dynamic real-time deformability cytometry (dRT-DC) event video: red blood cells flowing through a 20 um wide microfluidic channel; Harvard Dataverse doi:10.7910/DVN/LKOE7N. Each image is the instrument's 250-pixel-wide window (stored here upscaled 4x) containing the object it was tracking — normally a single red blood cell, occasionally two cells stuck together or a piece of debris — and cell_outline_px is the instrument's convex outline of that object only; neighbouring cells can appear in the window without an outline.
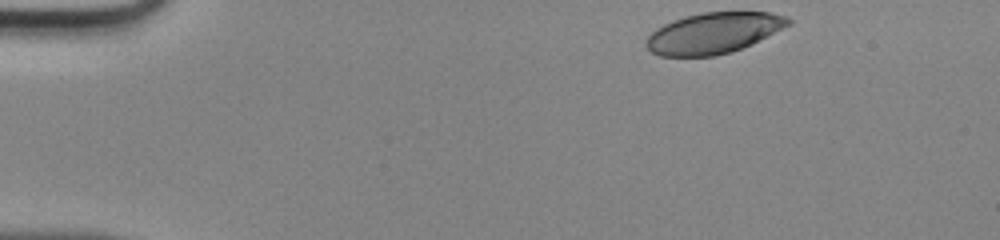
{"species": "human", "species_latin": "Homo sapiens", "temperature_condition": "room temperature", "stored_images_in_passage": 42, "camera_frame_rate_fps": 3000, "um_per_image_px": 0.085, "donor": {"sex": "male"}, "frame": {"image": 1, "passage_image": 1, "time_ms": 0.0, "image_size_px": [1000, 240], "cell_outline_px": [[792, 24], [752, 44], [732, 52], [716, 56], [660, 56], [652, 52], [644, 44], [648, 36], [656, 28], [664, 24], [684, 16], [700, 12], [772, 12], [788, 16], [792, 20]], "centroid_in_image_um": [60.68, 2.8], "position_along_channel_um": 24.3, "area_um2": 34.16}}
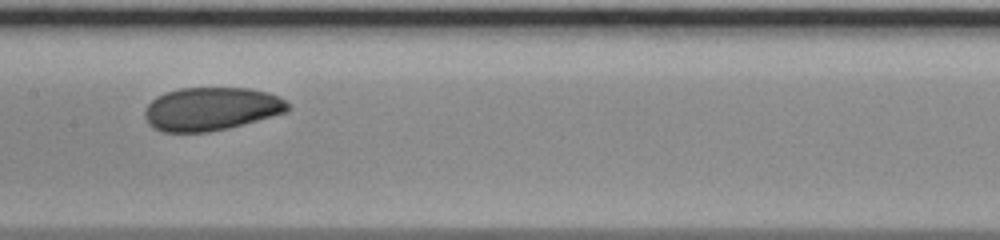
{"frame": {"image": 2, "passage_image": 19, "time_ms": 6.0, "image_size_px": [1000, 240], "cell_outline_px": [[288, 112], [228, 128], [208, 132], [164, 132], [148, 124], [144, 116], [144, 112], [148, 104], [156, 96], [180, 88], [252, 88], [268, 92], [284, 100], [288, 104]], "centroid_in_image_um": [17.94, 9.25], "position_along_channel_um": 189.5, "area_um2": 35.95}}
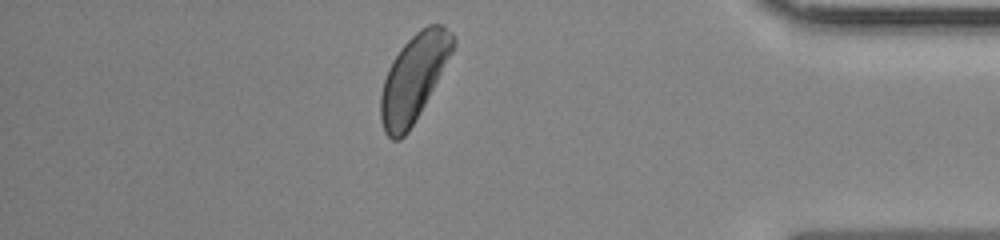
{"frame": {"image": 3, "passage_image": 36, "time_ms": 11.667, "image_size_px": [1000, 240], "cell_outline_px": [[456, 44], [452, 52], [420, 112], [408, 132], [400, 140], [392, 140], [384, 132], [380, 120], [380, 96], [384, 80], [388, 68], [392, 60], [400, 48], [420, 28], [428, 24], [444, 24], [452, 32], [456, 40]], "centroid_in_image_um": [35.16, 6.61], "position_along_channel_um": 400.0, "area_um2": 36.3}}